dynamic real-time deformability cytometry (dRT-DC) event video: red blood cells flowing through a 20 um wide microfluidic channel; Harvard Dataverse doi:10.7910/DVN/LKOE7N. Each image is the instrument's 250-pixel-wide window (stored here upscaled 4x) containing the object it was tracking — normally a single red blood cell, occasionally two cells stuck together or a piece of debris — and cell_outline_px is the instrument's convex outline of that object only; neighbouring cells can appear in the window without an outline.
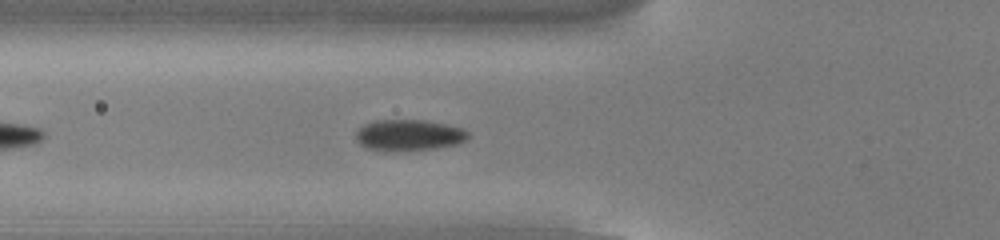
{"species": "common noctule bat (a hibernating species)", "species_latin": "Nyctalus noctula", "temperature_condition": "cold", "stored_images_in_passage": 20, "camera_frame_rate_fps": 3000, "um_per_image_px": 0.085, "animal": {"sex": "male", "body_mass_g": 13.0, "forearm_length_mm": 53.1}, "frame": {"image": 1, "passage_image": 7, "time_ms": 2.0, "image_size_px": [1000, 240], "cell_outline_px": [[468, 140], [456, 144], [436, 148], [384, 152], [380, 152], [368, 148], [360, 144], [356, 140], [356, 132], [364, 124], [372, 120], [424, 120], [448, 124], [464, 128], [468, 132]], "centroid_in_image_um": [34.75, 11.49], "position_along_channel_um": 91.1, "area_um2": 20.69}}
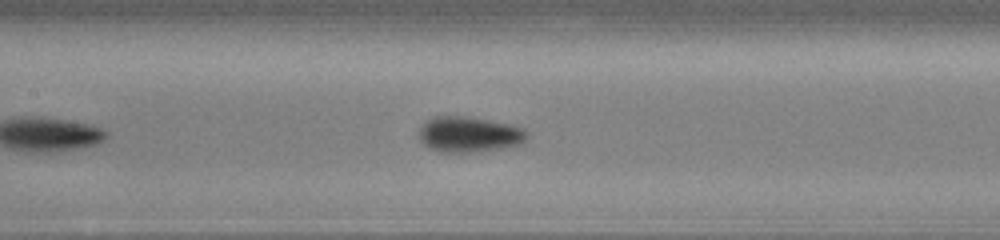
{"frame": {"image": 2, "passage_image": 13, "time_ms": 4.0, "image_size_px": [1000, 240], "cell_outline_px": [[528, 136], [520, 144], [480, 152], [440, 152], [428, 148], [420, 140], [420, 128], [432, 116], [468, 116], [512, 124], [524, 128], [528, 132]], "centroid_in_image_um": [39.89, 11.42], "position_along_channel_um": 167.5, "area_um2": 22.54}}
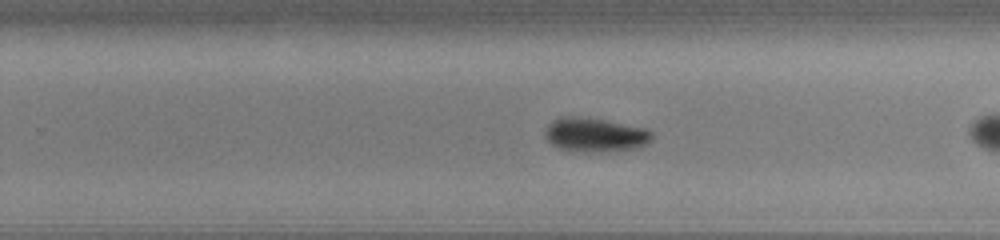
{"frame": {"image": 3, "passage_image": 19, "time_ms": 6.0, "image_size_px": [1000, 240], "cell_outline_px": [[652, 140], [648, 144], [640, 148], [608, 152], [568, 152], [556, 148], [544, 136], [544, 132], [548, 124], [552, 120], [560, 116], [572, 116], [604, 120], [644, 128], [652, 132]], "centroid_in_image_um": [50.55, 11.49], "position_along_channel_um": 279.2, "area_um2": 21.73}}